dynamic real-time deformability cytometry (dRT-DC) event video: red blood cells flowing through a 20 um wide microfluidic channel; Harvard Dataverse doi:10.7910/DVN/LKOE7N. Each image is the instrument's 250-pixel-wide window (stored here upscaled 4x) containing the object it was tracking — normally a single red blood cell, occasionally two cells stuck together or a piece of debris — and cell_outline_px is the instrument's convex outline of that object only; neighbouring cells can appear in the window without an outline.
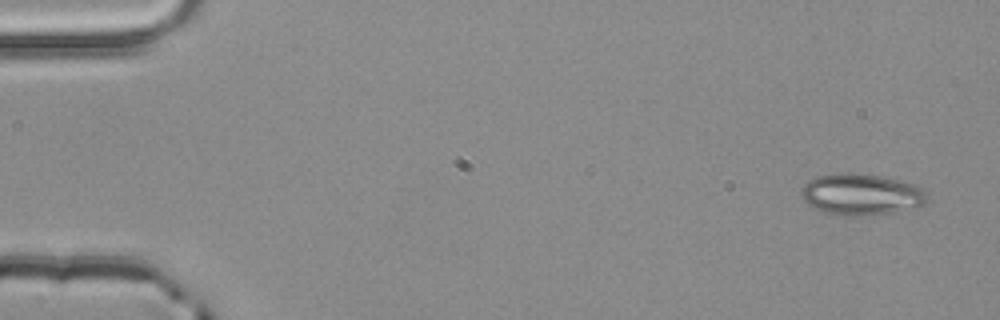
{"species": "common noctule bat (a hibernating species)", "species_latin": "Nyctalus noctula", "temperature_condition": "room temperature", "stored_images_in_passage": 4, "camera_frame_rate_fps": 3000, "um_per_image_px": 0.085, "animal": {"sex": "male", "body_mass_g": 20.4}, "frame": {"image": 1, "passage_image": 1, "time_ms": 0.0, "image_size_px": [1000, 320], "cell_outline_px": [[928, 200], [924, 204], [888, 212], [860, 216], [844, 216], [824, 212], [808, 204], [800, 196], [800, 192], [804, 184], [808, 180], [816, 176], [848, 172], [880, 176], [912, 184], [924, 188], [928, 192]], "centroid_in_image_um": [73.16, 16.51], "position_along_channel_um": 11.8, "area_um2": 30.06}}